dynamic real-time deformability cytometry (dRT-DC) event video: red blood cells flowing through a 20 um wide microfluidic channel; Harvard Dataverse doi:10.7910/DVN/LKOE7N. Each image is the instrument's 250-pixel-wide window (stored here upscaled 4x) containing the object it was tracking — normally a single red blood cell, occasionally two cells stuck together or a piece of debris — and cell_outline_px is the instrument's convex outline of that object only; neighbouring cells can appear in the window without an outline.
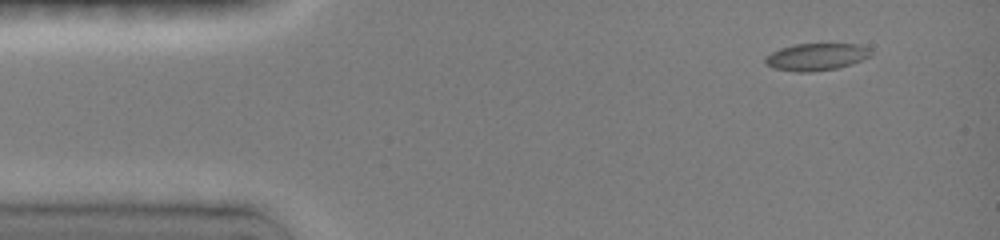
{"species": "common noctule bat (a hibernating species)", "species_latin": "Nyctalus noctula", "temperature_condition": "room temperature", "stored_images_in_passage": 16, "camera_frame_rate_fps": 3000, "um_per_image_px": 0.085, "animal": {"sex": "female", "body_mass_g": 19.0, "forearm_length_mm": 51.5}, "frame": {"image": 1, "passage_image": 1, "time_ms": 0.0, "image_size_px": [1000, 240], "cell_outline_px": [[872, 56], [852, 64], [836, 68], [812, 72], [796, 72], [776, 68], [764, 64], [764, 56], [780, 48], [792, 44], [856, 44], [868, 48], [872, 52]], "centroid_in_image_um": [69.37, 4.83], "position_along_channel_um": 15.6, "area_um2": 16.82}}
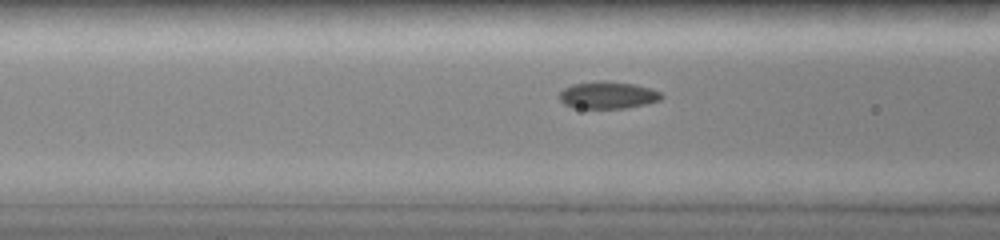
{"frame": {"image": 2, "passage_image": 8, "time_ms": 4.667, "image_size_px": [1000, 240], "cell_outline_px": [[664, 96], [660, 100], [644, 104], [624, 108], [580, 108], [564, 104], [560, 100], [560, 92], [564, 88], [572, 84], [600, 80], [608, 80], [632, 84], [648, 88], [660, 92]], "centroid_in_image_um": [51.65, 8.07], "position_along_channel_um": 115.0, "area_um2": 16.01}}
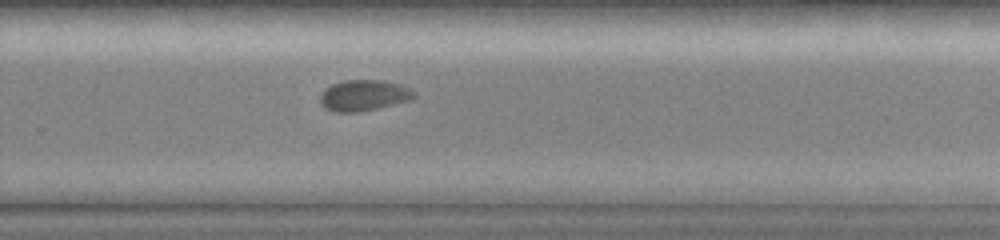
{"frame": {"image": 3, "passage_image": 16, "time_ms": 9.333, "image_size_px": [1000, 240], "cell_outline_px": [[416, 96], [408, 100], [376, 108], [356, 112], [336, 112], [324, 108], [320, 100], [320, 96], [332, 84], [344, 80], [384, 80], [400, 84], [416, 92]], "centroid_in_image_um": [30.93, 8.1], "position_along_channel_um": 298.9, "area_um2": 16.65}}